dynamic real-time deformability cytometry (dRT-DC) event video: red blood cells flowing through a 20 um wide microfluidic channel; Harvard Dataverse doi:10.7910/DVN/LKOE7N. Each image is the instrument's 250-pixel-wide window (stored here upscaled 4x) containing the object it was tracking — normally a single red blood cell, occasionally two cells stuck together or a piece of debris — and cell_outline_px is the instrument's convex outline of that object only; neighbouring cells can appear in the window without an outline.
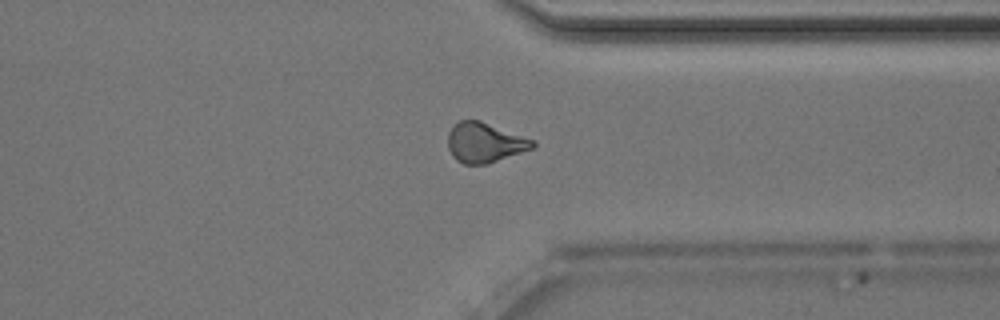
{"species": "Egyptian fruit bat (a non-hibernating species)", "species_latin": "Rousettus aegyptiacus", "temperature_condition": "room temperature", "stored_images_in_passage": 38, "camera_frame_rate_fps": 3000, "um_per_image_px": 0.085, "animal": {"sex": "male"}, "frame": {"image": 1, "passage_image": 27, "time_ms": 8.667, "image_size_px": [1000, 320], "cell_outline_px": [[536, 144], [532, 148], [488, 164], [464, 164], [456, 160], [452, 156], [448, 148], [448, 132], [460, 120], [480, 120], [536, 140]], "centroid_in_image_um": [41.2, 12.12], "position_along_channel_um": 370.2, "area_um2": 19.71}, "authors_computed_cell_mechanics": {"area_um2": 19.652, "velocity_mm_per_s": 4.0217, "shape_relaxation_time_tau1_ms": null, "shape_relaxation_time_tau2_ms": 2.276, "deformation_change_tau1": null, "deformation_change_tau2": 0.086}}